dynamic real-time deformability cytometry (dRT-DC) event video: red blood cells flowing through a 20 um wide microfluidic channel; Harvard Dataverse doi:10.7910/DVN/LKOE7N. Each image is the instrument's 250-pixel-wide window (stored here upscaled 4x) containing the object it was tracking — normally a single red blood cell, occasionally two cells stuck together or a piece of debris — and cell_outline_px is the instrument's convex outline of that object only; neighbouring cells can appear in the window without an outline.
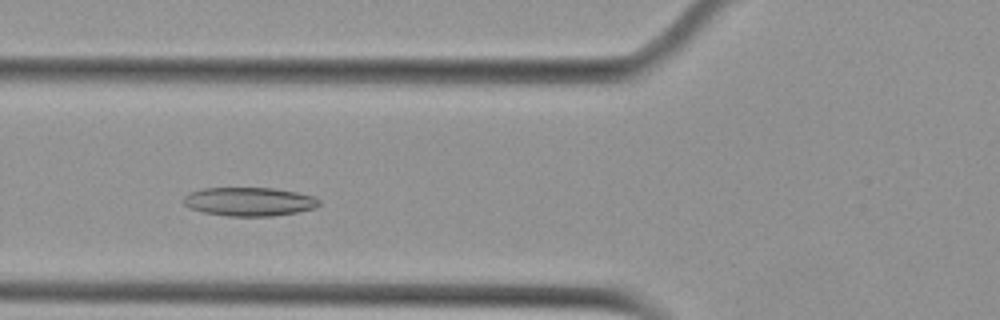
{"species": "Egyptian fruit bat (a non-hibernating species)", "species_latin": "Rousettus aegyptiacus", "temperature_condition": "cold", "stored_images_in_passage": 50, "camera_frame_rate_fps": 3000, "um_per_image_px": 0.085, "animal": {"sex": "female"}, "frame": {"image": 1, "passage_image": 15, "time_ms": 4.667, "image_size_px": [1000, 320], "cell_outline_px": [[320, 204], [316, 208], [296, 212], [272, 216], [228, 216], [204, 212], [188, 208], [184, 204], [184, 196], [188, 192], [204, 188], [272, 188], [296, 192], [312, 196], [320, 200]], "centroid_in_image_um": [21.16, 17.14], "position_along_channel_um": 104.6, "area_um2": 22.66}}
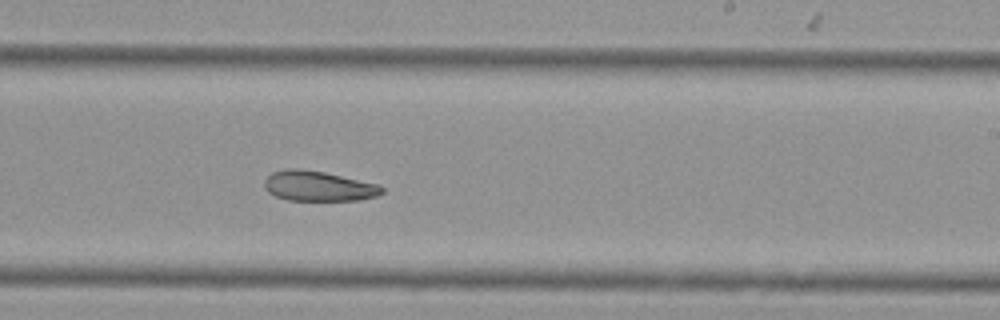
{"frame": {"image": 2, "passage_image": 28, "time_ms": 9.0, "image_size_px": [1000, 320], "cell_outline_px": [[384, 192], [376, 196], [356, 200], [288, 200], [276, 196], [268, 192], [264, 188], [264, 180], [272, 172], [284, 168], [300, 168], [324, 172], [380, 184], [384, 188]], "centroid_in_image_um": [27.05, 15.8], "position_along_channel_um": 261.9, "area_um2": 20.75}}
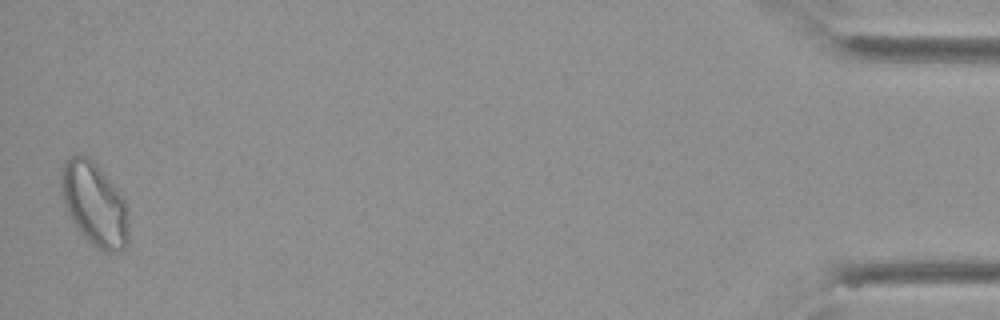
{"frame": {"image": 3, "passage_image": 49, "time_ms": 16.0, "image_size_px": [1000, 320], "cell_outline_px": [[128, 244], [124, 248], [116, 252], [104, 252], [96, 248], [80, 232], [72, 220], [60, 196], [60, 168], [64, 160], [72, 156], [88, 156], [100, 168], [124, 200], [128, 216]], "centroid_in_image_um": [7.99, 17.35], "position_along_channel_um": 427.2, "area_um2": 32.83}, "authors_computed_cell_mechanics": {"area_um2": 24.5072, "velocity_mm_per_s": 3.6437, "shape_relaxation_time_tau1_ms": null, "shape_relaxation_time_tau2_ms": 6.0247, "deformation_change_tau1": null, "deformation_change_tau2": 0.1301}}